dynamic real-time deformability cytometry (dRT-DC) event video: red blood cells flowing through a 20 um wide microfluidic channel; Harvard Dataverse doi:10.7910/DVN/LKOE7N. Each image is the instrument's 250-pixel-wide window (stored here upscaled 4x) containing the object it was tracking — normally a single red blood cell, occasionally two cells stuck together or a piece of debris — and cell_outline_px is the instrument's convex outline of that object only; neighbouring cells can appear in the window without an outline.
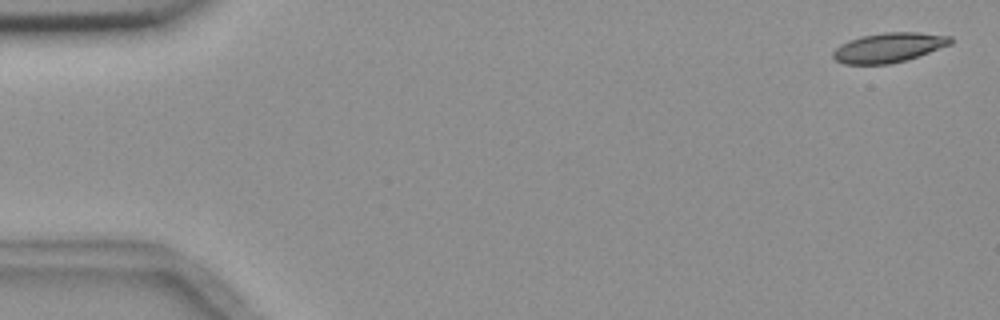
{"species": "common noctule bat (a hibernating species)", "species_latin": "Nyctalus noctula", "temperature_condition": "room temperature", "stored_images_in_passage": 4, "camera_frame_rate_fps": 3000, "um_per_image_px": 0.085, "animal": {"sex": "female", "body_mass_g": 18.4}, "frame": {"image": 1, "passage_image": 1, "time_ms": 0.0, "image_size_px": [1000, 320], "cell_outline_px": [[952, 44], [908, 60], [888, 64], [844, 64], [836, 60], [832, 56], [832, 52], [840, 44], [848, 40], [860, 36], [884, 32], [916, 32], [952, 36]], "centroid_in_image_um": [75.54, 4.04], "position_along_channel_um": 9.5, "area_um2": 20.46}}